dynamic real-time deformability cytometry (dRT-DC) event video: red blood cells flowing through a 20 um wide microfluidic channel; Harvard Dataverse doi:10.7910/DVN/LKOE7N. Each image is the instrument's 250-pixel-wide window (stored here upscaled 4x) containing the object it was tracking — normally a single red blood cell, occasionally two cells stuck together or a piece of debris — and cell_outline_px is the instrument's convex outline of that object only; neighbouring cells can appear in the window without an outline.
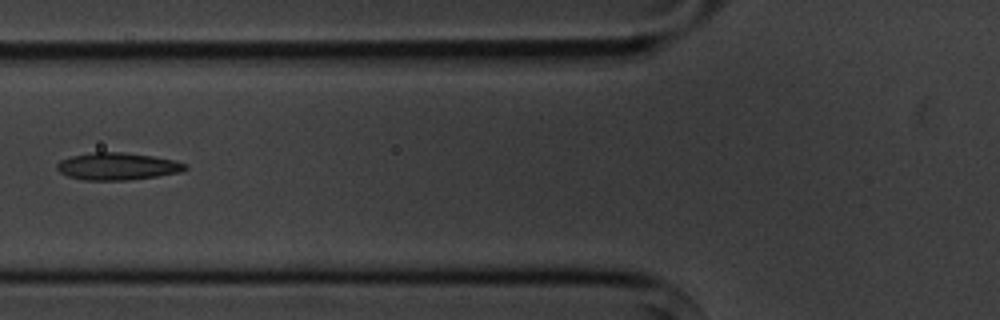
{"species": "common noctule bat (a hibernating species)", "species_latin": "Nyctalus noctula", "temperature_condition": "cold", "stored_images_in_passage": 10, "camera_frame_rate_fps": 3000, "um_per_image_px": 0.085, "animal": {"sex": "male", "body_mass_g": 20.1, "forearm_length_mm": 53.5}, "frame": {"image": 1, "passage_image": 5, "time_ms": 5.667, "image_size_px": [1000, 320], "cell_outline_px": [[188, 168], [180, 172], [156, 176], [128, 180], [84, 180], [68, 176], [60, 172], [56, 168], [56, 164], [60, 160], [72, 156], [92, 152], [124, 152], [152, 156], [176, 160], [184, 164]], "centroid_in_image_um": [9.96, 14.13], "position_along_channel_um": 115.8, "area_um2": 20.29}}
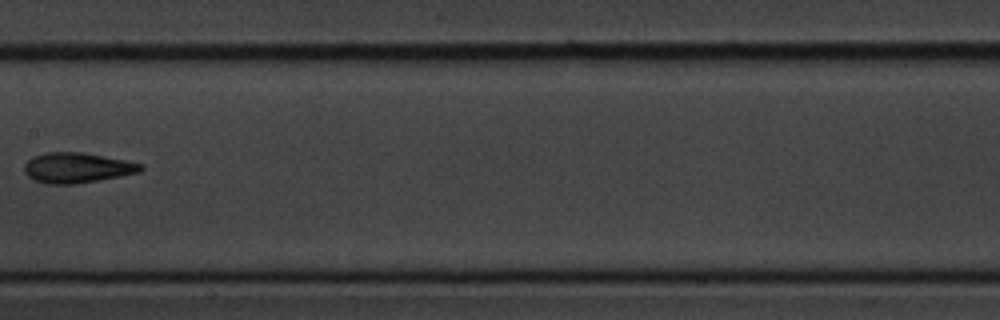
{"frame": {"image": 2, "passage_image": 7, "time_ms": 8.0, "image_size_px": [1000, 320], "cell_outline_px": [[144, 168], [140, 172], [120, 176], [76, 184], [48, 184], [32, 180], [24, 172], [24, 164], [32, 156], [44, 152], [84, 152], [144, 164]], "centroid_in_image_um": [6.52, 14.26], "position_along_channel_um": 200.9, "area_um2": 20.69}}
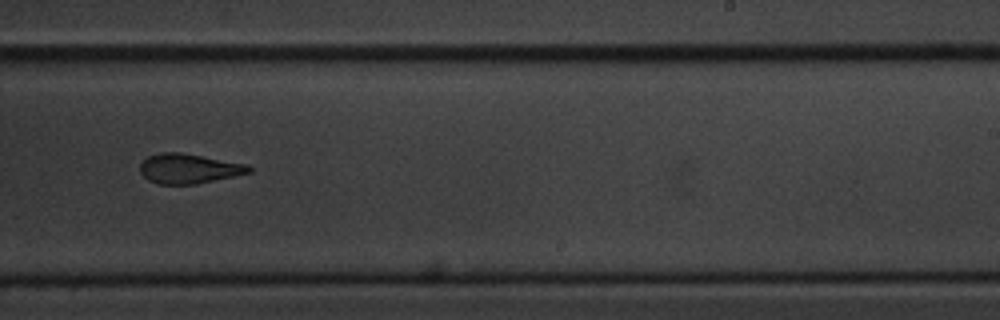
{"frame": {"image": 3, "passage_image": 9, "time_ms": 10.0, "image_size_px": [1000, 320], "cell_outline_px": [[252, 172], [196, 184], [156, 184], [148, 180], [140, 172], [140, 164], [148, 156], [160, 152], [180, 152], [248, 164], [252, 168]], "centroid_in_image_um": [16.04, 14.33], "position_along_channel_um": 273.0, "area_um2": 18.9}}